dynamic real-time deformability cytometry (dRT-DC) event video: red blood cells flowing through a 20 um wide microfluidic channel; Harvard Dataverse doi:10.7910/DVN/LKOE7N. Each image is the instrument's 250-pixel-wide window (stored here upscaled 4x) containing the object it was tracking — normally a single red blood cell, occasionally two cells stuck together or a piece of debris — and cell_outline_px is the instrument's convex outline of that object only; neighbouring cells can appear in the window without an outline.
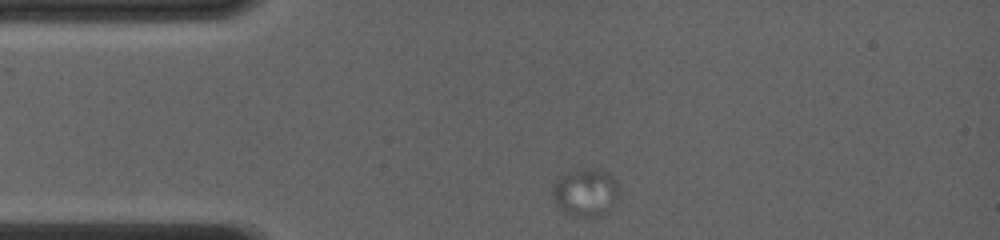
{"species": "common noctule bat (a hibernating species)", "species_latin": "Nyctalus noctula", "temperature_condition": "room temperature", "stored_images_in_passage": 16, "camera_frame_rate_fps": 4000, "um_per_image_px": 0.085, "animal": {"sex": "female", "body_mass_g": 19.0, "forearm_length_mm": 56.7}, "frame": {"image": 1, "passage_image": 1, "time_ms": 0.0, "image_size_px": [1000, 240], "cell_outline_px": [[620, 200], [600, 216], [584, 220], [572, 216], [564, 212], [560, 208], [552, 196], [552, 184], [564, 172], [580, 168], [596, 168], [608, 172], [616, 180], [620, 196]], "centroid_in_image_um": [49.79, 16.37], "position_along_channel_um": 35.2, "area_um2": 19.42}}
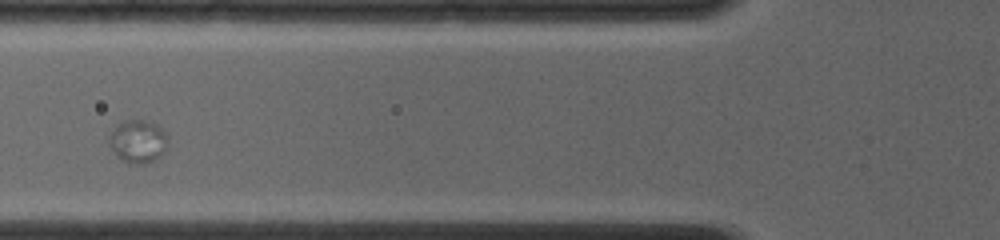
{"frame": {"image": 2, "passage_image": 7, "time_ms": 3.0, "image_size_px": [1000, 240], "cell_outline_px": [[168, 140], [164, 152], [160, 156], [144, 164], [128, 164], [116, 156], [108, 144], [108, 136], [112, 128], [116, 124], [124, 120], [152, 120], [168, 136]], "centroid_in_image_um": [11.68, 12.0], "position_along_channel_um": 114.1, "area_um2": 15.09}}
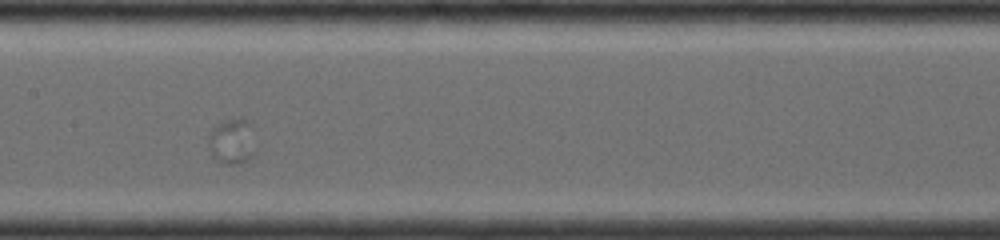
{"frame": {"image": 3, "passage_image": 16, "time_ms": 5.0, "image_size_px": [1000, 240], "cell_outline_px": [[252, 156], [248, 160], [236, 164], [224, 164], [216, 160], [212, 156], [208, 136], [212, 128], [216, 124], [240, 116], [248, 120], [252, 152]], "centroid_in_image_um": [19.64, 12.01], "position_along_channel_um": 187.8, "area_um2": 11.96}}